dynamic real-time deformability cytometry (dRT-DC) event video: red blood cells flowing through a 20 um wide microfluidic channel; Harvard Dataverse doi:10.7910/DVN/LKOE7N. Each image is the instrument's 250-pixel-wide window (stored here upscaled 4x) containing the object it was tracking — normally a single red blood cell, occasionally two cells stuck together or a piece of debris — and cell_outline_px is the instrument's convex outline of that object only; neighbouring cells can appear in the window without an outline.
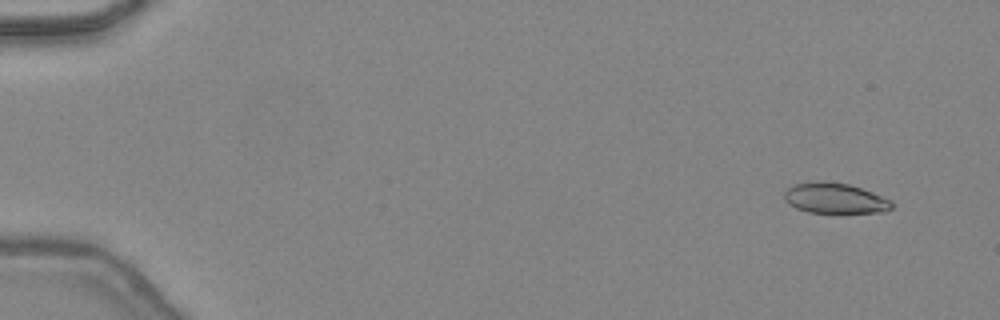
{"species": "common noctule bat (a hibernating species)", "species_latin": "Nyctalus noctula", "temperature_condition": "warm", "stored_images_in_passage": 45, "camera_frame_rate_fps": 3000, "um_per_image_px": 0.085, "animal": {"sex": "female", "body_mass_g": 24.6, "forearm_length_mm": 56.2}, "frame": {"image": 1, "passage_image": 2, "time_ms": 0.333, "image_size_px": [1000, 320], "cell_outline_px": [[892, 208], [884, 212], [808, 212], [796, 208], [788, 204], [784, 200], [784, 192], [788, 188], [796, 184], [816, 180], [820, 180], [848, 184], [872, 192], [892, 200]], "centroid_in_image_um": [70.94, 16.84], "position_along_channel_um": 14.1, "area_um2": 19.02}}
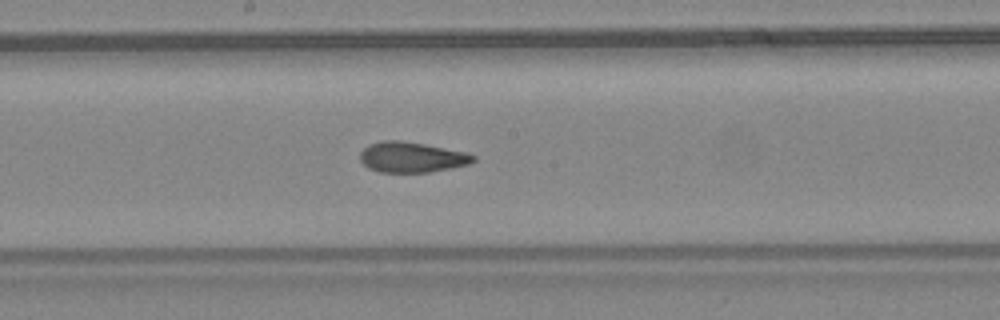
{"frame": {"image": 2, "passage_image": 25, "time_ms": 8.0, "image_size_px": [1000, 320], "cell_outline_px": [[476, 160], [468, 164], [452, 168], [428, 172], [380, 172], [368, 168], [360, 160], [360, 152], [368, 144], [384, 140], [400, 140], [424, 144], [464, 152], [476, 156]], "centroid_in_image_um": [34.97, 13.36], "position_along_channel_um": 213.2, "area_um2": 20.0}}
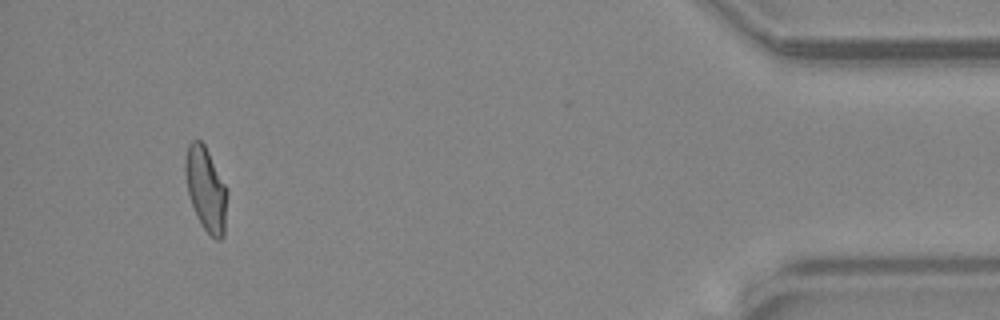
{"frame": {"image": 3, "passage_image": 43, "time_ms": 14.0, "image_size_px": [1000, 320], "cell_outline_px": [[228, 192], [224, 236], [220, 240], [216, 240], [200, 224], [196, 216], [188, 192], [184, 172], [184, 160], [188, 144], [192, 140], [200, 140], [204, 144]], "centroid_in_image_um": [17.49, 16.09], "position_along_channel_um": 417.7, "area_um2": 20.4}, "authors_computed_cell_mechanics": {"area_um2": 20.2878, "velocity_mm_per_s": 4.4794, "shape_relaxation_time_tau1_ms": 9.1855, "shape_relaxation_time_tau2_ms": 1.5691, "deformation_change_tau1": 0.2343, "deformation_change_tau2": 0.0888}}